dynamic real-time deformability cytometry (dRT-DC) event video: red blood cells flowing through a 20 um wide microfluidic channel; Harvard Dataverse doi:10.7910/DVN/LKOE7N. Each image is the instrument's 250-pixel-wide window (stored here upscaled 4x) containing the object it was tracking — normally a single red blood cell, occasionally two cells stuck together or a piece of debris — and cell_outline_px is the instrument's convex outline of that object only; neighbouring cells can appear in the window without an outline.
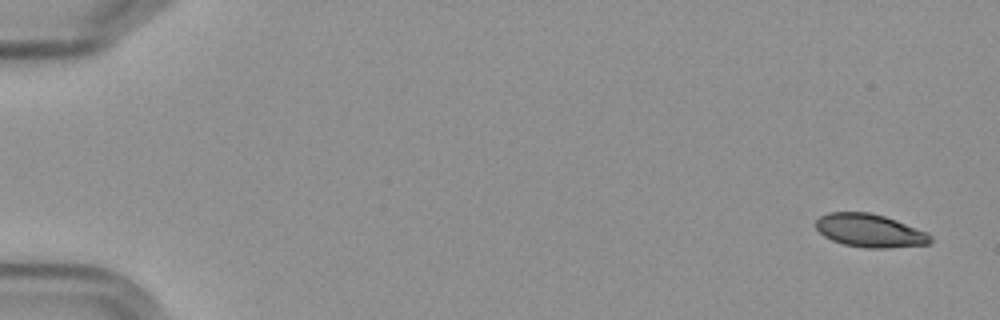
{"species": "Egyptian fruit bat (a non-hibernating species)", "species_latin": "Rousettus aegyptiacus", "temperature_condition": "cold", "stored_images_in_passage": 6, "segment_of_instrument_passage": [1, 2], "camera_frame_rate_fps": 3000, "um_per_image_px": 0.085, "frame": {"image": 1, "passage_image": 1, "time_ms": 0.0, "image_size_px": [1000, 320], "cell_outline_px": [[932, 240], [928, 244], [884, 248], [868, 248], [844, 244], [832, 240], [824, 236], [816, 228], [816, 220], [820, 216], [828, 212], [868, 212], [884, 216], [896, 220], [928, 232], [932, 236]], "centroid_in_image_um": [73.94, 19.59], "position_along_channel_um": 11.1, "area_um2": 22.08}}
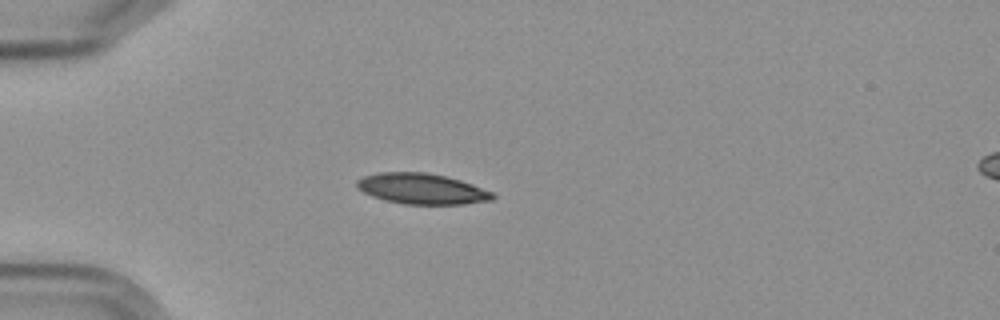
{"frame": {"image": 2, "passage_image": 5, "time_ms": 4.667, "image_size_px": [1000, 320], "cell_outline_px": [[496, 196], [492, 200], [464, 204], [404, 204], [384, 200], [372, 196], [356, 188], [356, 180], [364, 176], [380, 172], [428, 172], [460, 180], [472, 184], [492, 192]], "centroid_in_image_um": [35.83, 16.04], "position_along_channel_um": 49.2, "area_um2": 24.28}}